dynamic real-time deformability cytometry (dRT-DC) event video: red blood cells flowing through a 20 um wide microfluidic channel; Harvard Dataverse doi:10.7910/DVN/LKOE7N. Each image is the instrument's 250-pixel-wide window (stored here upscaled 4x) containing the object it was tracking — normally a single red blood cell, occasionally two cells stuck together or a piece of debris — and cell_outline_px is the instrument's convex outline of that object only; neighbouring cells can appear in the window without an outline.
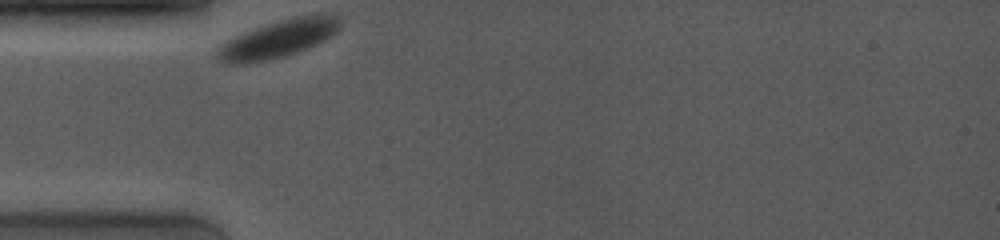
{"species": "common noctule bat (a hibernating species)", "species_latin": "Nyctalus noctula", "temperature_condition": "room temperature", "stored_images_in_passage": 23, "camera_frame_rate_fps": 4000, "um_per_image_px": 0.085, "animal": {"sex": "female", "body_mass_g": 19.0, "forearm_length_mm": 53.3}, "frame": {"image": 1, "passage_image": 1, "time_ms": 0.0, "image_size_px": [1000, 240], "cell_outline_px": [[340, 28], [332, 36], [316, 44], [296, 52], [272, 60], [240, 64], [228, 64], [220, 60], [216, 56], [216, 52], [228, 40], [244, 32], [264, 24], [292, 16], [320, 12], [328, 12], [340, 16]], "centroid_in_image_um": [23.74, 3.26], "position_along_channel_um": 61.3, "area_um2": 27.28}}
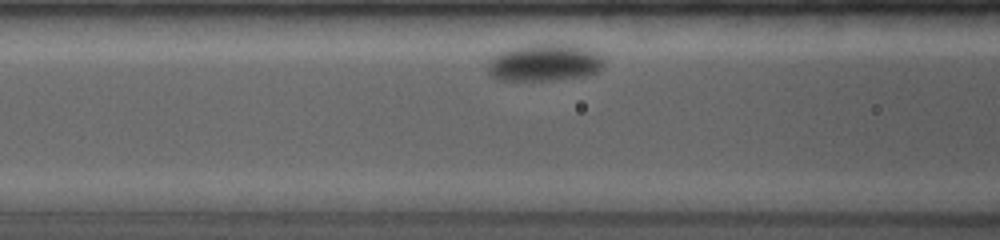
{"frame": {"image": 2, "passage_image": 8, "time_ms": 2.0, "image_size_px": [1000, 240], "cell_outline_px": [[604, 64], [596, 72], [584, 76], [552, 80], [496, 80], [488, 72], [488, 60], [496, 52], [528, 44], [576, 44], [592, 48], [600, 52], [604, 56]], "centroid_in_image_um": [46.31, 5.3], "position_along_channel_um": 120.3, "area_um2": 25.78}}
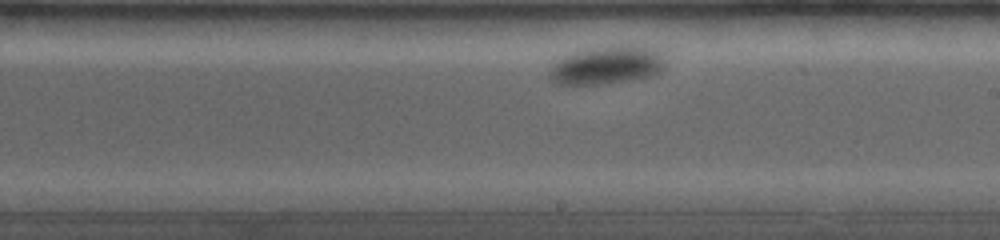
{"frame": {"image": 3, "passage_image": 22, "time_ms": 5.75, "image_size_px": [1000, 240], "cell_outline_px": [[668, 52], [664, 68], [660, 72], [652, 76], [632, 80], [604, 84], [556, 84], [548, 76], [548, 68], [560, 56], [568, 52], [608, 44], [648, 44], [660, 48]], "centroid_in_image_um": [51.68, 5.47], "position_along_channel_um": 237.3, "area_um2": 27.69}}